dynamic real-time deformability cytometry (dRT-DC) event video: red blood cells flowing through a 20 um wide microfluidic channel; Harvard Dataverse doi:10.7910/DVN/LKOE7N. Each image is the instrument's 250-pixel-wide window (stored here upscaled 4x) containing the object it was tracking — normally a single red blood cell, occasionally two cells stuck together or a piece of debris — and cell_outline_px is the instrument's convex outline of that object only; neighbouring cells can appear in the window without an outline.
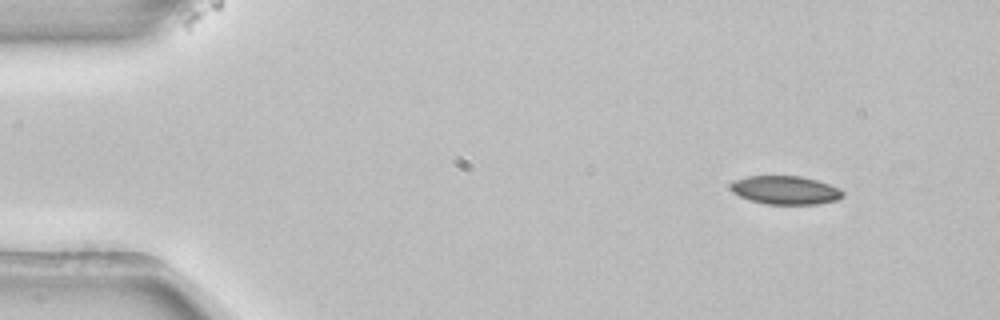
{"species": "common noctule bat (a hibernating species)", "species_latin": "Nyctalus noctula", "temperature_condition": "room temperature", "stored_images_in_passage": 12, "camera_frame_rate_fps": 3000, "um_per_image_px": 0.085, "animal": {"sex": "female", "body_mass_g": 22.7, "forearm_length_mm": 54.2}, "frame": {"image": 1, "passage_image": 1, "time_ms": 0.0, "image_size_px": [1000, 320], "cell_outline_px": [[844, 196], [836, 200], [816, 204], [764, 204], [748, 200], [732, 192], [732, 184], [736, 180], [748, 176], [800, 176], [816, 180], [840, 188], [844, 192]], "centroid_in_image_um": [66.78, 16.17], "position_along_channel_um": 18.2, "area_um2": 18.5}}
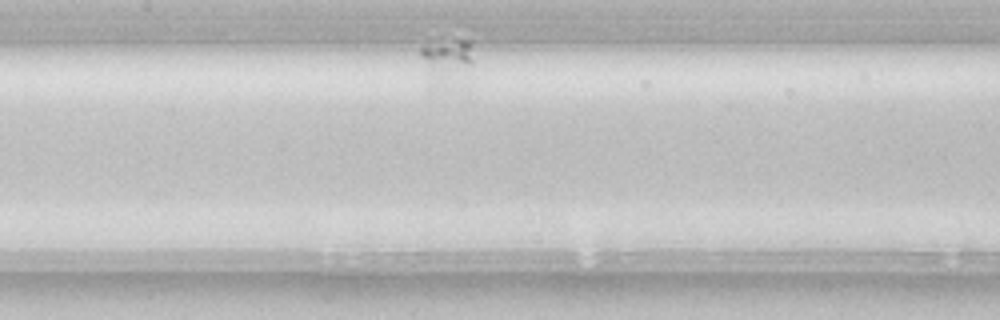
{"frame": {"image": 2, "passage_image": 7, "time_ms": 2.0, "image_size_px": [1000, 320], "cell_outline_px": [[472, 64], [444, 88], [432, 88], [420, 56], [420, 48], [456, 40], [468, 40], [472, 60]], "centroid_in_image_um": [37.89, 5.24], "position_along_channel_um": 169.5, "area_um2": 12.89}}
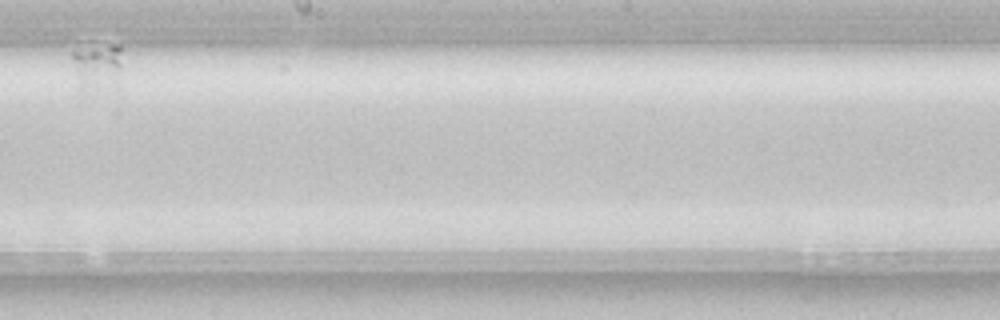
{"frame": {"image": 3, "passage_image": 11, "time_ms": 3.333, "image_size_px": [1000, 320], "cell_outline_px": [[120, 68], [116, 72], [96, 88], [84, 88], [72, 56], [72, 52], [108, 44], [120, 44]], "centroid_in_image_um": [8.26, 5.45], "position_along_channel_um": 239.9, "area_um2": 11.16}}